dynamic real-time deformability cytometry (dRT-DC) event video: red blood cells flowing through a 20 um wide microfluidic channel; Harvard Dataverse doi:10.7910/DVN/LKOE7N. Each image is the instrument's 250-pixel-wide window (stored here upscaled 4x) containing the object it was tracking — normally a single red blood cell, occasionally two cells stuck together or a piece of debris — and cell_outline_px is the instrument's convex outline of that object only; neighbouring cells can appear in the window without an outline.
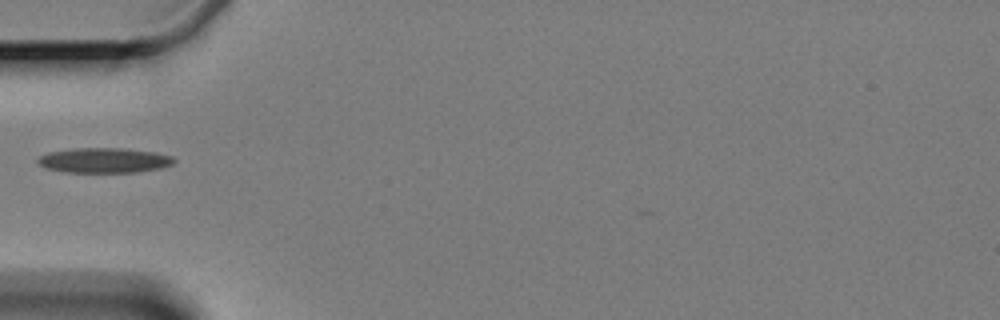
{"species": "Egyptian fruit bat (a non-hibernating species)", "species_latin": "Rousettus aegyptiacus", "temperature_condition": "cold", "stored_images_in_passage": 3, "camera_frame_rate_fps": 3000, "um_per_image_px": 0.085, "animal": {"sex": "female"}, "frame": {"image": 1, "passage_image": 3, "time_ms": 2.333, "image_size_px": [1000, 320], "cell_outline_px": [[176, 160], [172, 164], [160, 168], [140, 172], [64, 172], [48, 168], [40, 164], [36, 160], [40, 156], [48, 152], [72, 148], [124, 148], [156, 152], [172, 156]], "centroid_in_image_um": [8.88, 13.62], "position_along_channel_um": 76.1, "area_um2": 19.88}}